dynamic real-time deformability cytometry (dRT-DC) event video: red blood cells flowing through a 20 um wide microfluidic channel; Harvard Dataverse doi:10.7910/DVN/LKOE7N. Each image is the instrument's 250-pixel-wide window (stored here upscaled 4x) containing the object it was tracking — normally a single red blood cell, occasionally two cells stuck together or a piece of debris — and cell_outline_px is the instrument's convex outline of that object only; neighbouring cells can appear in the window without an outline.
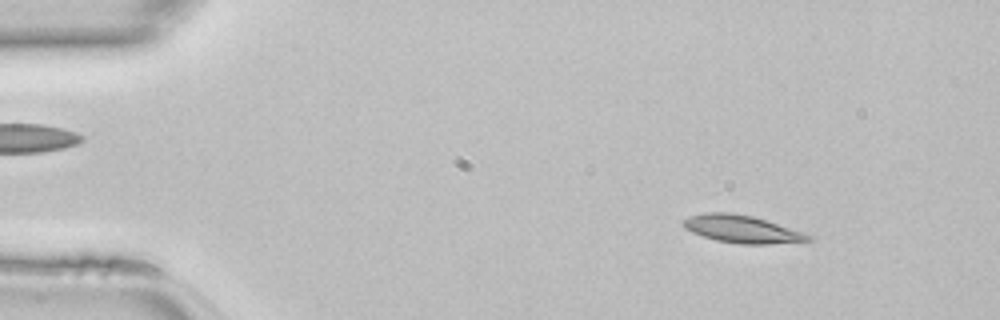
{"species": "common noctule bat (a hibernating species)", "species_latin": "Nyctalus noctula", "temperature_condition": "room temperature", "stored_images_in_passage": 45, "camera_frame_rate_fps": 3000, "um_per_image_px": 0.085, "animal": {"sex": "female", "body_mass_g": 22.7, "forearm_length_mm": 54.2}, "frame": {"image": 1, "passage_image": 5, "time_ms": 1.333, "image_size_px": [1000, 320], "cell_outline_px": [[812, 240], [768, 244], [740, 244], [716, 240], [692, 232], [684, 228], [680, 224], [680, 220], [688, 216], [704, 212], [732, 212], [752, 216], [812, 236]], "centroid_in_image_um": [62.93, 19.46], "position_along_channel_um": 22.1, "area_um2": 19.88}}
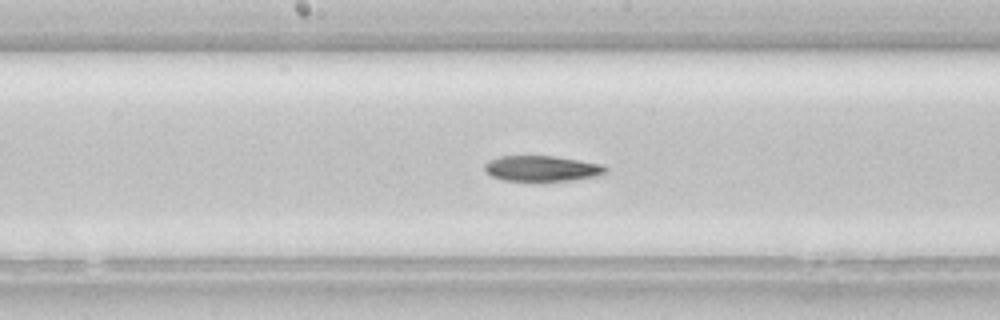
{"frame": {"image": 2, "passage_image": 23, "time_ms": 7.333, "image_size_px": [1000, 320], "cell_outline_px": [[608, 172], [596, 176], [572, 180], [504, 180], [492, 176], [484, 168], [484, 164], [488, 160], [500, 156], [556, 156], [580, 160], [600, 164], [608, 168]], "centroid_in_image_um": [46.08, 14.3], "position_along_channel_um": 202.1, "area_um2": 17.86}}
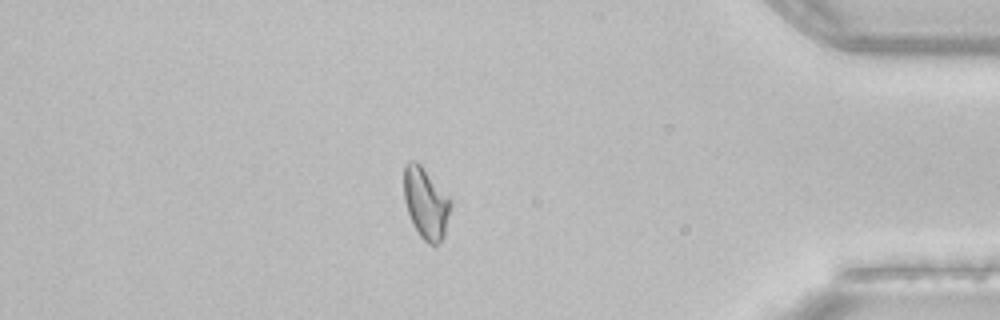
{"frame": {"image": 3, "passage_image": 39, "time_ms": 12.667, "image_size_px": [1000, 320], "cell_outline_px": [[452, 204], [444, 236], [436, 244], [428, 244], [420, 236], [408, 212], [404, 200], [404, 164], [408, 160], [416, 160], [420, 164], [452, 200]], "centroid_in_image_um": [36.2, 17.23], "position_along_channel_um": 399.0, "area_um2": 19.25}}